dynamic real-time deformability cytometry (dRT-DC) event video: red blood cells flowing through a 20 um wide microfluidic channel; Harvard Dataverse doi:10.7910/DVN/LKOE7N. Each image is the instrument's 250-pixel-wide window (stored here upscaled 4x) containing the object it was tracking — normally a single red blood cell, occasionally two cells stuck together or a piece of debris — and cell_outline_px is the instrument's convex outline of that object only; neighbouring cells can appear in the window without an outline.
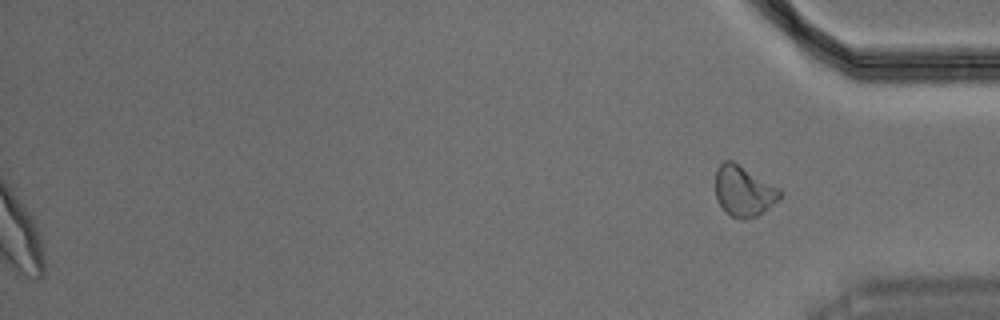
{"species": "Egyptian fruit bat (a non-hibernating species)", "species_latin": "Rousettus aegyptiacus", "temperature_condition": "warm", "stored_images_in_passage": 57, "segment_of_instrument_passage": [2, 2], "camera_frame_rate_fps": 3000, "um_per_image_px": 0.085, "animal": {"sex": "male"}, "frame": {"image": 1, "passage_image": 57, "time_ms": 18.667, "image_size_px": [1000, 320], "cell_outline_px": [[784, 192], [764, 212], [756, 216], [740, 220], [724, 212], [716, 200], [716, 168], [724, 160], [732, 160], [780, 188]], "centroid_in_image_um": [63.19, 16.24], "position_along_channel_um": 372.0, "area_um2": 19.07}}